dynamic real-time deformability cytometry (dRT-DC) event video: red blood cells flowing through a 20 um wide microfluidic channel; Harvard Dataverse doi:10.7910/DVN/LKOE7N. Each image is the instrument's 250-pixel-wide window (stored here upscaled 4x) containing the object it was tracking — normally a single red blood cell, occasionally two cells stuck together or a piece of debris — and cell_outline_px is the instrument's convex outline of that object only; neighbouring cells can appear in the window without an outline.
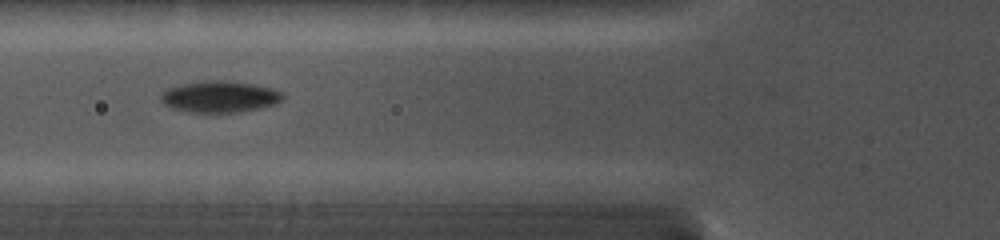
{"species": "common noctule bat (a hibernating species)", "species_latin": "Nyctalus noctula", "temperature_condition": "cold", "stored_images_in_passage": 8, "camera_frame_rate_fps": 5000, "um_per_image_px": 0.085, "animal": {"sex": "female", "body_mass_g": 19.0, "forearm_length_mm": 56.7}, "frame": {"image": 1, "passage_image": 5, "time_ms": 3.6, "image_size_px": [1000, 240], "cell_outline_px": [[284, 100], [276, 104], [260, 108], [240, 112], [188, 112], [172, 108], [164, 104], [160, 100], [160, 92], [168, 88], [180, 84], [208, 80], [220, 80], [252, 84], [272, 88], [284, 92]], "centroid_in_image_um": [18.68, 8.22], "position_along_channel_um": 107.1, "area_um2": 22.54}}
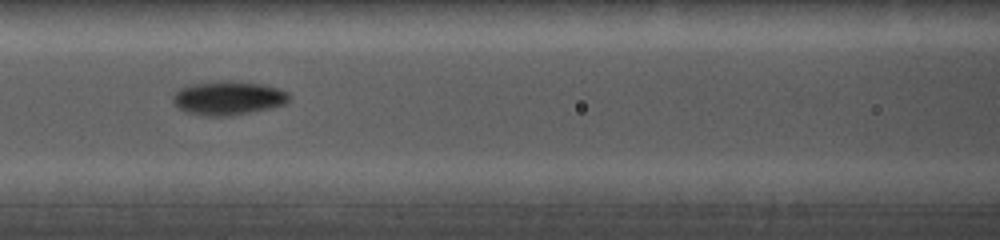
{"frame": {"image": 2, "passage_image": 6, "time_ms": 4.6, "image_size_px": [1000, 240], "cell_outline_px": [[292, 100], [284, 104], [272, 108], [232, 116], [204, 116], [184, 112], [172, 100], [172, 96], [180, 88], [192, 84], [220, 80], [228, 80], [260, 84], [280, 88], [288, 92], [292, 96]], "centroid_in_image_um": [19.44, 8.34], "position_along_channel_um": 147.2, "area_um2": 23.29}}
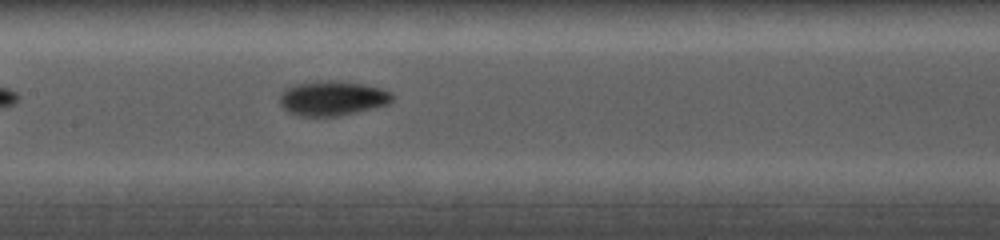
{"frame": {"image": 3, "passage_image": 7, "time_ms": 5.4, "image_size_px": [1000, 240], "cell_outline_px": [[396, 96], [388, 104], [376, 108], [340, 116], [296, 116], [288, 112], [280, 104], [280, 96], [284, 88], [296, 84], [320, 80], [332, 80], [364, 84], [380, 88], [392, 92]], "centroid_in_image_um": [28.27, 8.35], "position_along_channel_um": 179.1, "area_um2": 23.12}}